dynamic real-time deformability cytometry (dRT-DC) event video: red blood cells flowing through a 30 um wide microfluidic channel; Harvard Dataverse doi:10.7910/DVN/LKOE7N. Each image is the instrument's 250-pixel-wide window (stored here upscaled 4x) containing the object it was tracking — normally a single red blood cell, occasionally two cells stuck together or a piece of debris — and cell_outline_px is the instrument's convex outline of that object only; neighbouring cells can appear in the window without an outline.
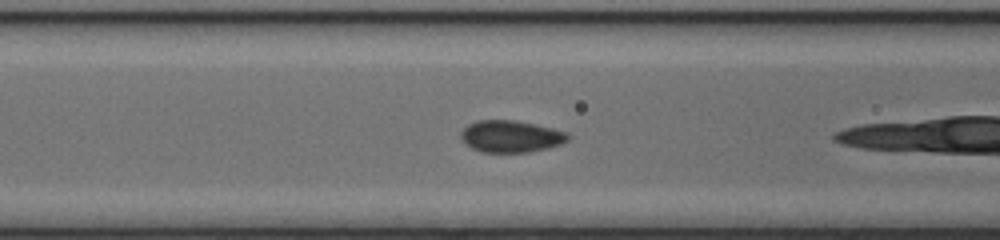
{"species": "common noctule bat (a hibernating species)", "species_latin": "Nyctalus noctula", "temperature_condition": "cold", "stored_images_in_passage": 24, "camera_frame_rate_fps": 3000, "um_per_image_px": 0.085, "animal": {"sex": "female", "body_mass_g": 17.0, "forearm_length_mm": 48.0}, "frame": {"image": 1, "passage_image": 5, "time_ms": 1.333, "image_size_px": [1000, 240], "cell_outline_px": [[572, 136], [568, 140], [560, 144], [548, 148], [528, 152], [484, 152], [472, 148], [460, 136], [460, 132], [468, 124], [476, 120], [516, 120], [552, 128], [568, 132]], "centroid_in_image_um": [43.46, 11.58], "position_along_channel_um": 123.1, "area_um2": 19.88}}
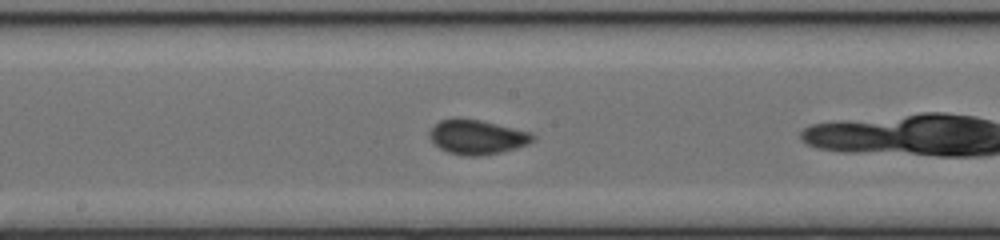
{"frame": {"image": 2, "passage_image": 11, "time_ms": 3.333, "image_size_px": [1000, 240], "cell_outline_px": [[536, 140], [528, 144], [516, 148], [500, 152], [480, 156], [468, 156], [448, 152], [440, 148], [428, 136], [428, 132], [440, 120], [480, 120], [532, 132], [536, 136]], "centroid_in_image_um": [40.61, 11.67], "position_along_channel_um": 207.6, "area_um2": 20.4}}
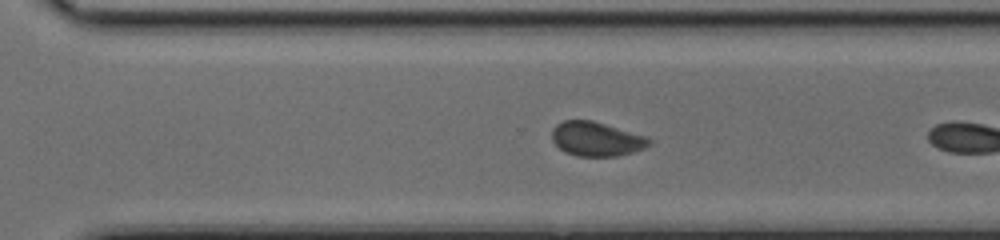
{"frame": {"image": 3, "passage_image": 19, "time_ms": 6.0, "image_size_px": [1000, 240], "cell_outline_px": [[652, 144], [644, 148], [632, 152], [616, 156], [576, 156], [564, 152], [552, 140], [552, 128], [556, 124], [564, 120], [592, 120], [644, 136], [652, 140]], "centroid_in_image_um": [50.66, 11.81], "position_along_channel_um": 319.9, "area_um2": 19.31}}